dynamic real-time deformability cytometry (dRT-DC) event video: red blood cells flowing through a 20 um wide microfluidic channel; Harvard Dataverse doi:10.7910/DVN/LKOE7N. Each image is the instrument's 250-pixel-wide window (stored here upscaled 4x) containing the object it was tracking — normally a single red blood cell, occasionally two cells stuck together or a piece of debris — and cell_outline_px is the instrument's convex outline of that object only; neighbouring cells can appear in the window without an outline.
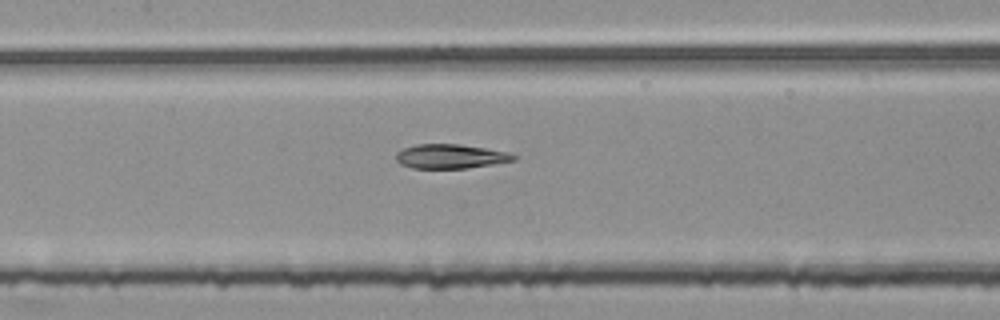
{"species": "common noctule bat (a hibernating species)", "species_latin": "Nyctalus noctula", "temperature_condition": "room temperature", "stored_images_in_passage": 54, "segment_of_instrument_passage": [2, 2], "camera_frame_rate_fps": 3000, "um_per_image_px": 0.085, "animal": {"sex": "female", "body_mass_g": 25.1}, "frame": {"image": 1, "passage_image": 25, "time_ms": 8.0, "image_size_px": [1000, 320], "cell_outline_px": [[516, 160], [468, 168], [412, 168], [400, 164], [396, 160], [396, 152], [404, 148], [416, 144], [460, 144], [508, 152], [516, 156]], "centroid_in_image_um": [38.27, 13.29], "position_along_channel_um": 169.1, "area_um2": 16.59}}
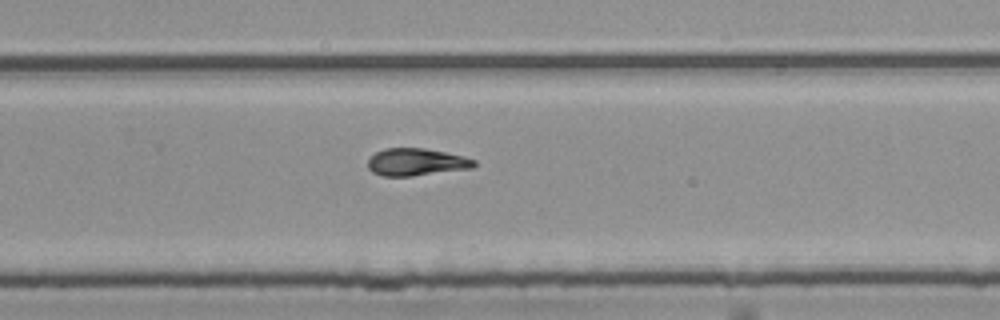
{"frame": {"image": 2, "passage_image": 35, "time_ms": 11.333, "image_size_px": [1000, 320], "cell_outline_px": [[476, 164], [472, 168], [412, 176], [380, 176], [372, 172], [368, 168], [368, 160], [376, 152], [384, 148], [424, 148], [464, 156], [476, 160]], "centroid_in_image_um": [35.37, 13.78], "position_along_channel_um": 294.4, "area_um2": 16.94}}
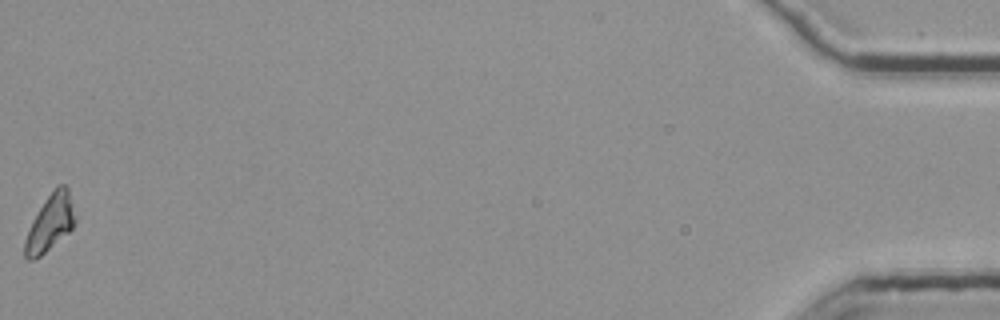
{"frame": {"image": 3, "passage_image": 54, "time_ms": 17.667, "image_size_px": [1000, 320], "cell_outline_px": [[76, 220], [72, 228], [68, 232], [40, 256], [32, 260], [28, 260], [24, 256], [24, 240], [32, 220], [56, 184], [64, 184], [68, 188]], "centroid_in_image_um": [4.24, 18.94], "position_along_channel_um": 431.0, "area_um2": 16.24}}